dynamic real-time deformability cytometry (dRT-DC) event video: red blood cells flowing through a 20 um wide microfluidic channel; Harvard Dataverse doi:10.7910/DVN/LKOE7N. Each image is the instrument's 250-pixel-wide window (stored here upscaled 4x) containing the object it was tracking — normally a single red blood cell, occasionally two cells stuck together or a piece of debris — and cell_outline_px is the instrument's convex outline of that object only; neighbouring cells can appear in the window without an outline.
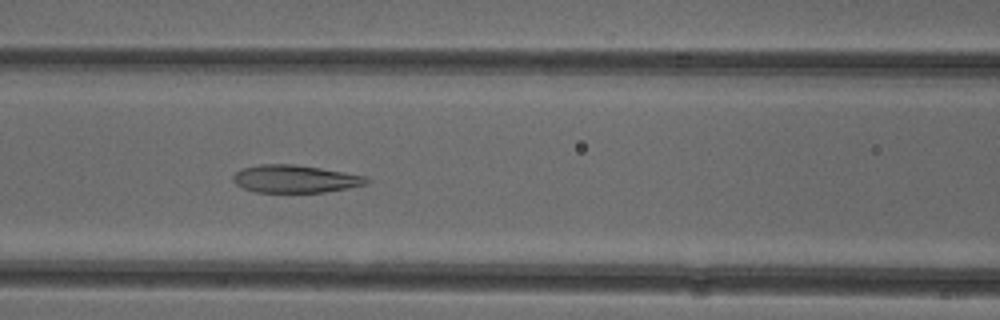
{"species": "common noctule bat (a hibernating species)", "species_latin": "Nyctalus noctula", "temperature_condition": "cold", "stored_images_in_passage": 37, "camera_frame_rate_fps": 3000, "um_per_image_px": 0.085, "animal": {"sex": "female"}, "frame": {"image": 1, "passage_image": 13, "time_ms": 4.0, "image_size_px": [1000, 320], "cell_outline_px": [[372, 180], [368, 184], [348, 188], [324, 192], [256, 192], [244, 188], [236, 184], [232, 180], [232, 176], [236, 172], [244, 168], [260, 164], [296, 164], [368, 176]], "centroid_in_image_um": [25.13, 15.2], "position_along_channel_um": 141.5, "area_um2": 21.62}}
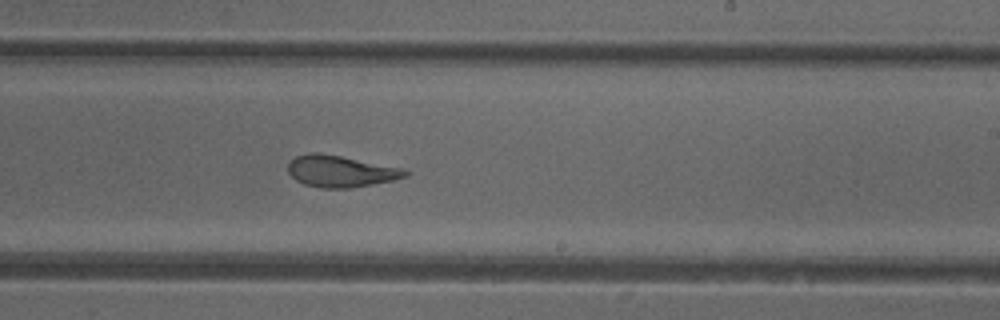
{"frame": {"image": 2, "passage_image": 22, "time_ms": 7.0, "image_size_px": [1000, 320], "cell_outline_px": [[408, 176], [392, 180], [352, 188], [320, 188], [304, 184], [296, 180], [288, 172], [288, 164], [296, 156], [308, 152], [316, 152], [340, 156], [404, 168], [408, 172]], "centroid_in_image_um": [28.94, 14.56], "position_along_channel_um": 260.1, "area_um2": 21.5}}
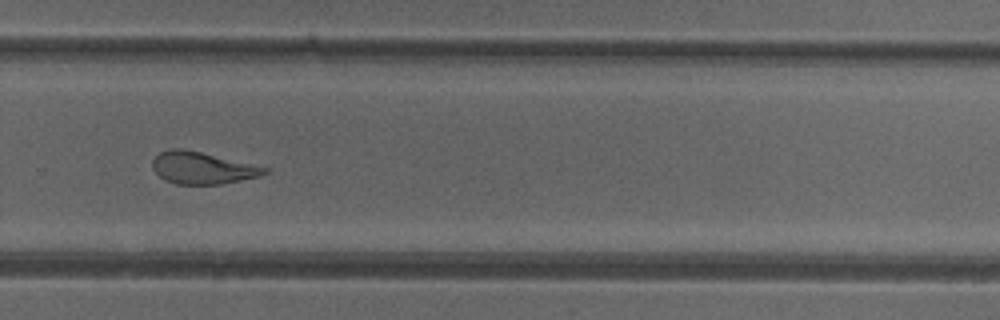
{"frame": {"image": 3, "passage_image": 26, "time_ms": 8.333, "image_size_px": [1000, 320], "cell_outline_px": [[268, 172], [260, 176], [224, 184], [176, 184], [164, 180], [152, 168], [152, 160], [160, 152], [168, 148], [184, 148], [268, 168]], "centroid_in_image_um": [17.16, 14.27], "position_along_channel_um": 312.6, "area_um2": 20.87}, "authors_computed_cell_mechanics": {"area_um2": 21.964, "velocity_mm_per_s": 3.9638, "shape_relaxation_time_tau1_ms": null, "shape_relaxation_time_tau2_ms": 1.7964, "deformation_change_tau1": null, "deformation_change_tau2": 0.1042}}